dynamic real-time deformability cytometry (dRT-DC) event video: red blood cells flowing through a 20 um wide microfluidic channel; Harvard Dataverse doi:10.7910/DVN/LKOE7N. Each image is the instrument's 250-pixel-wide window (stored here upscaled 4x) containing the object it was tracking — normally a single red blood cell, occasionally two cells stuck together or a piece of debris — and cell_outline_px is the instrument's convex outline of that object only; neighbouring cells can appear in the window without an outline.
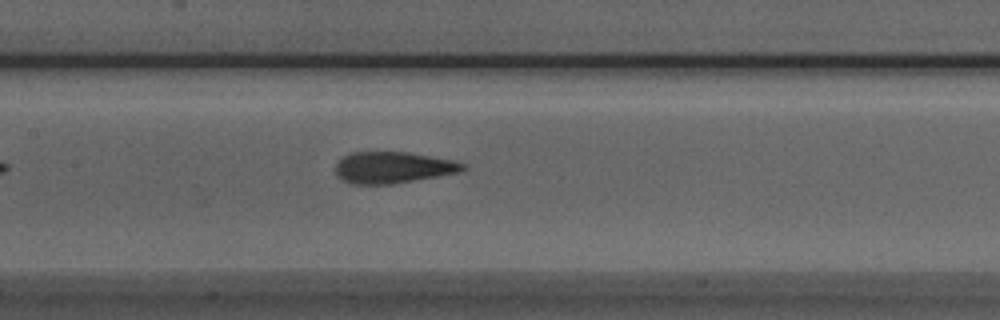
{"species": "Egyptian fruit bat (a non-hibernating species)", "species_latin": "Rousettus aegyptiacus", "temperature_condition": "room temperature", "stored_images_in_passage": 24, "camera_frame_rate_fps": 3000, "um_per_image_px": 0.085, "animal": {"sex": "male"}, "frame": {"image": 1, "passage_image": 11, "time_ms": 3.333, "image_size_px": [1000, 320], "cell_outline_px": [[468, 168], [464, 172], [392, 184], [348, 184], [340, 180], [336, 176], [336, 164], [344, 156], [352, 152], [408, 152], [452, 160], [468, 164]], "centroid_in_image_um": [33.44, 14.25], "position_along_channel_um": 174.0, "area_um2": 23.7}}
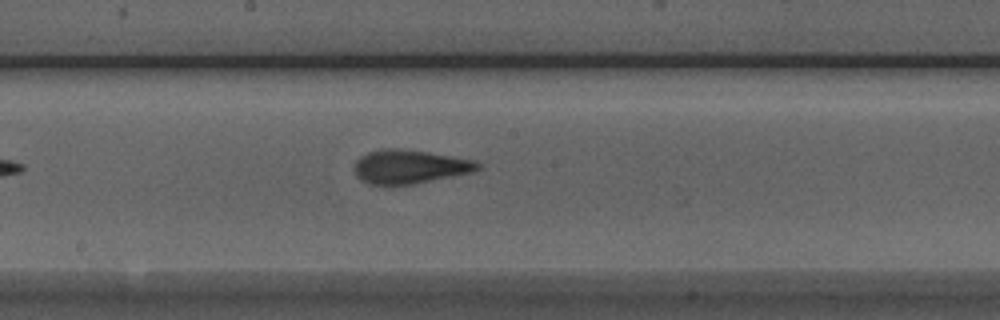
{"frame": {"image": 2, "passage_image": 14, "time_ms": 4.333, "image_size_px": [1000, 320], "cell_outline_px": [[480, 168], [472, 172], [412, 184], [368, 184], [360, 180], [356, 176], [352, 168], [356, 160], [360, 156], [368, 152], [380, 148], [400, 148], [428, 152], [472, 160], [480, 164]], "centroid_in_image_um": [34.73, 14.16], "position_along_channel_um": 213.5, "area_um2": 24.22}}
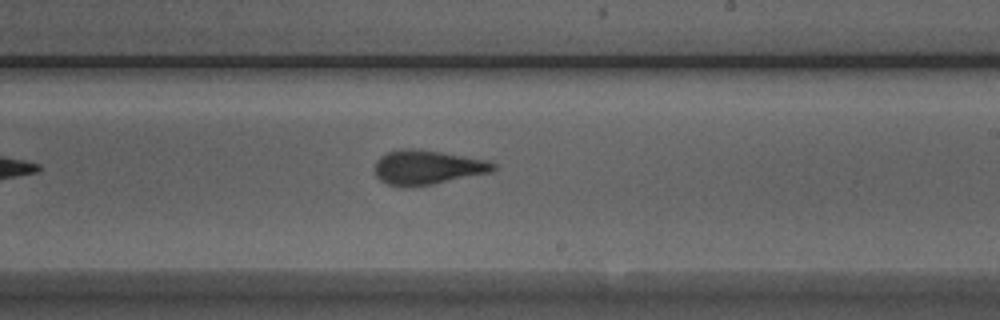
{"frame": {"image": 3, "passage_image": 17, "time_ms": 5.333, "image_size_px": [1000, 320], "cell_outline_px": [[496, 168], [492, 172], [432, 184], [408, 188], [404, 188], [384, 184], [376, 176], [376, 160], [380, 156], [388, 152], [412, 148], [440, 152], [488, 160], [496, 164]], "centroid_in_image_um": [36.31, 14.25], "position_along_channel_um": 252.7, "area_um2": 23.76}}